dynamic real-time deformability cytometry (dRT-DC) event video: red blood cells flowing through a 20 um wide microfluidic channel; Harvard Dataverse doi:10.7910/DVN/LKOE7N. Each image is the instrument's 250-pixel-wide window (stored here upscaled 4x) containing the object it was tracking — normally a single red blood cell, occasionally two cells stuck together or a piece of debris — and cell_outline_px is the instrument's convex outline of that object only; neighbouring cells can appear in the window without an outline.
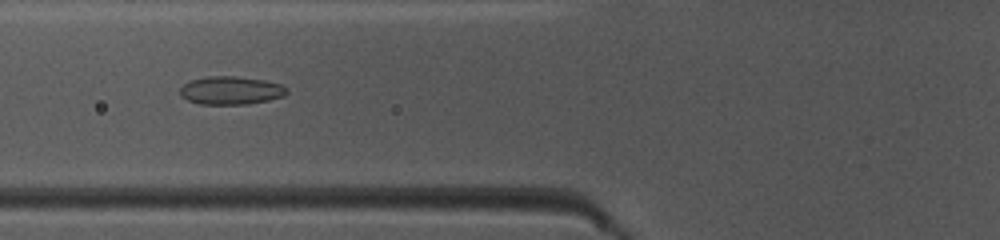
{"species": "common noctule bat (a hibernating species)", "species_latin": "Nyctalus noctula", "temperature_condition": "warm", "stored_images_in_passage": 48, "camera_frame_rate_fps": 3000, "um_per_image_px": 0.085, "animal": {"sex": "female", "body_mass_g": 10.0, "forearm_length_mm": 53.1}, "frame": {"image": 1, "passage_image": 19, "time_ms": 6.0, "image_size_px": [1000, 240], "cell_outline_px": [[288, 92], [284, 96], [268, 100], [248, 104], [200, 104], [188, 100], [180, 96], [180, 88], [188, 80], [208, 76], [236, 76], [264, 80], [280, 84], [288, 88]], "centroid_in_image_um": [19.61, 7.68], "position_along_channel_um": 106.2, "area_um2": 17.63}}
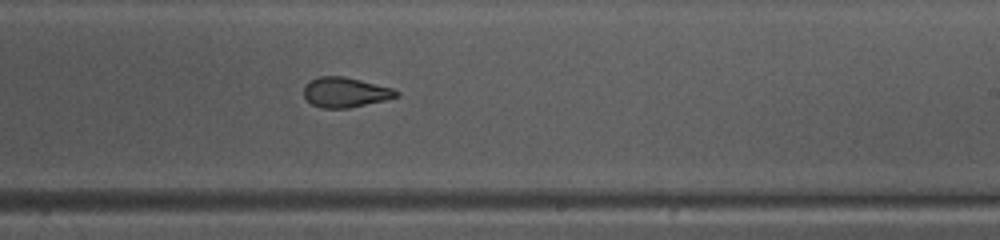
{"frame": {"image": 2, "passage_image": 30, "time_ms": 9.667, "image_size_px": [1000, 240], "cell_outline_px": [[400, 96], [388, 100], [348, 108], [324, 108], [312, 104], [304, 96], [304, 84], [308, 80], [320, 76], [344, 76], [392, 88], [400, 92]], "centroid_in_image_um": [29.36, 7.84], "position_along_channel_um": 259.6, "area_um2": 16.3}}
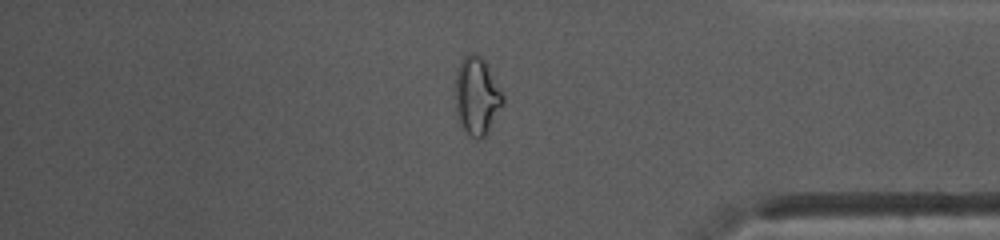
{"frame": {"image": 3, "passage_image": 41, "time_ms": 13.333, "image_size_px": [1000, 240], "cell_outline_px": [[504, 104], [488, 132], [480, 140], [472, 136], [460, 124], [456, 112], [456, 72], [460, 60], [464, 56], [472, 52], [476, 52], [484, 60], [504, 96]], "centroid_in_image_um": [40.54, 8.15], "position_along_channel_um": 394.7, "area_um2": 21.44}, "authors_computed_cell_mechanics": {"area_um2": 18.3226, "velocity_mm_per_s": 4.1743, "shape_relaxation_time_tau1_ms": null, "shape_relaxation_time_tau2_ms": 2.3837, "deformation_change_tau1": null, "deformation_change_tau2": 0.0775}}